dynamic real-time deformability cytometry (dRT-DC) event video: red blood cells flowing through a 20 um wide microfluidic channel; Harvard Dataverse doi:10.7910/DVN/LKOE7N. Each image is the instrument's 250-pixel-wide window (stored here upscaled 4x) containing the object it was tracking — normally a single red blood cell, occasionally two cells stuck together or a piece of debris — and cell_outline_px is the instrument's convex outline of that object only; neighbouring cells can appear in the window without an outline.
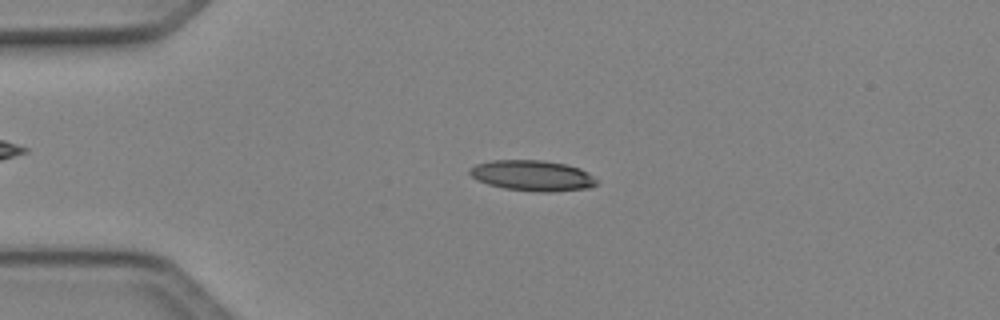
{"species": "Egyptian fruit bat (a non-hibernating species)", "species_latin": "Rousettus aegyptiacus", "temperature_condition": "cold", "stored_images_in_passage": 42, "camera_frame_rate_fps": 3000, "um_per_image_px": 0.085, "animal": {"sex": "female"}, "frame": {"image": 1, "passage_image": 5, "time_ms": 1.333, "image_size_px": [1000, 320], "cell_outline_px": [[600, 180], [596, 184], [588, 188], [556, 192], [536, 192], [504, 188], [488, 184], [476, 180], [468, 172], [468, 168], [476, 164], [492, 160], [544, 160], [564, 164], [580, 168], [588, 172]], "centroid_in_image_um": [45.27, 14.93], "position_along_channel_um": 39.7, "area_um2": 22.95}}
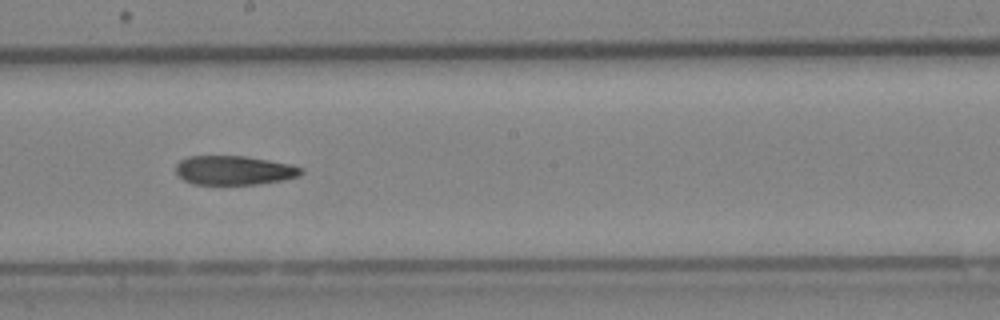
{"frame": {"image": 2, "passage_image": 21, "time_ms": 6.667, "image_size_px": [1000, 320], "cell_outline_px": [[304, 172], [300, 176], [284, 180], [256, 184], [192, 184], [176, 176], [176, 164], [180, 160], [188, 156], [244, 156], [292, 164], [304, 168]], "centroid_in_image_um": [19.91, 14.47], "position_along_channel_um": 228.3, "area_um2": 21.5}}
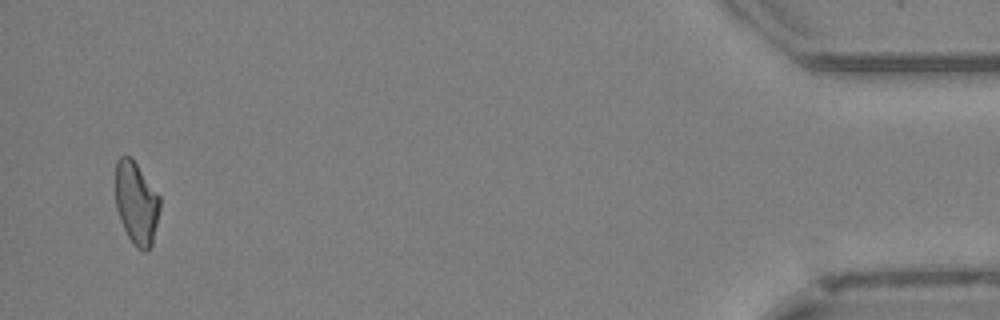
{"frame": {"image": 3, "passage_image": 41, "time_ms": 13.333, "image_size_px": [1000, 320], "cell_outline_px": [[160, 208], [152, 244], [148, 252], [144, 252], [136, 248], [128, 236], [120, 220], [116, 208], [116, 160], [120, 156], [132, 156], [160, 196]], "centroid_in_image_um": [11.6, 17.25], "position_along_channel_um": 423.6, "area_um2": 21.62}}